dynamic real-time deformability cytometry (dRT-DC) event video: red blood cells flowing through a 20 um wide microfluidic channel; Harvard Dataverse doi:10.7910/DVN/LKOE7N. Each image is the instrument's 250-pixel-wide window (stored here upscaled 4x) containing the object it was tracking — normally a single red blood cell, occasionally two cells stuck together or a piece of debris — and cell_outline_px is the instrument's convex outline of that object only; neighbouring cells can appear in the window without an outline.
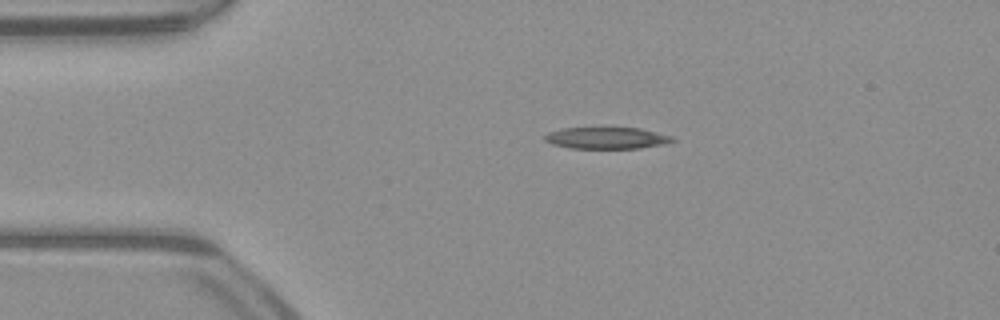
{"species": "common noctule bat (a hibernating species)", "species_latin": "Nyctalus noctula", "temperature_condition": "warm", "stored_images_in_passage": 42, "camera_frame_rate_fps": 3000, "um_per_image_px": 0.085, "animal": {"sex": "male", "body_mass_g": 23.1, "forearm_length_mm": 52.7}, "frame": {"image": 1, "passage_image": 1, "time_ms": 0.0, "image_size_px": [1000, 320], "cell_outline_px": [[676, 140], [668, 144], [640, 148], [568, 148], [552, 144], [544, 140], [544, 136], [548, 132], [564, 128], [640, 128], [672, 136]], "centroid_in_image_um": [51.59, 11.74], "position_along_channel_um": 33.4, "area_um2": 16.13}}
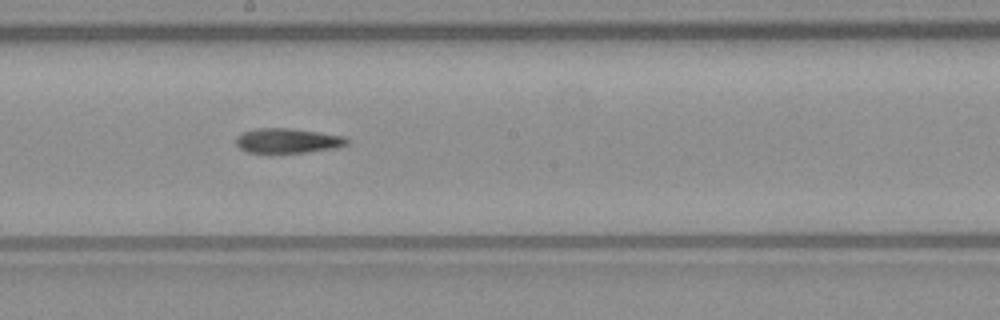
{"frame": {"image": 2, "passage_image": 18, "time_ms": 5.667, "image_size_px": [1000, 320], "cell_outline_px": [[352, 140], [348, 144], [336, 148], [304, 152], [248, 152], [240, 148], [236, 144], [236, 136], [240, 132], [256, 128], [288, 128], [348, 136]], "centroid_in_image_um": [24.49, 11.94], "position_along_channel_um": 223.7, "area_um2": 16.13}}
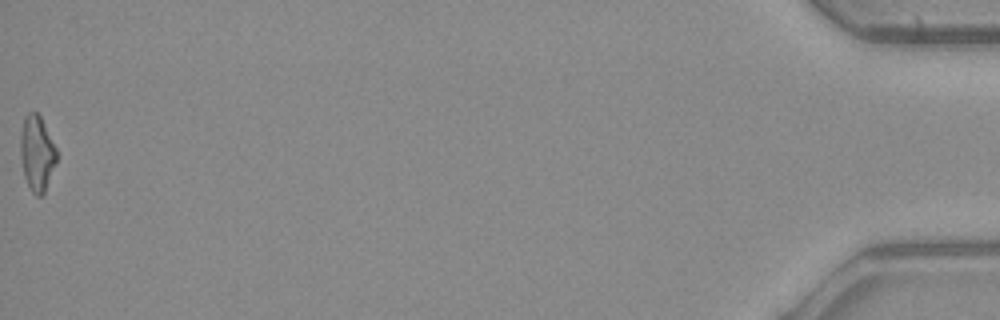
{"frame": {"image": 3, "passage_image": 42, "time_ms": 13.667, "image_size_px": [1000, 320], "cell_outline_px": [[56, 164], [44, 192], [40, 196], [36, 196], [32, 192], [24, 176], [20, 156], [20, 132], [24, 116], [28, 112], [36, 112], [40, 116], [56, 148]], "centroid_in_image_um": [3.12, 13.01], "position_along_channel_um": 432.1, "area_um2": 15.84}, "authors_computed_cell_mechanics": {"area_um2": 16.2418, "velocity_mm_per_s": 4.0035, "shape_relaxation_time_tau1_ms": null, "shape_relaxation_time_tau2_ms": 2.6851, "deformation_change_tau1": null, "deformation_change_tau2": 0.138}}